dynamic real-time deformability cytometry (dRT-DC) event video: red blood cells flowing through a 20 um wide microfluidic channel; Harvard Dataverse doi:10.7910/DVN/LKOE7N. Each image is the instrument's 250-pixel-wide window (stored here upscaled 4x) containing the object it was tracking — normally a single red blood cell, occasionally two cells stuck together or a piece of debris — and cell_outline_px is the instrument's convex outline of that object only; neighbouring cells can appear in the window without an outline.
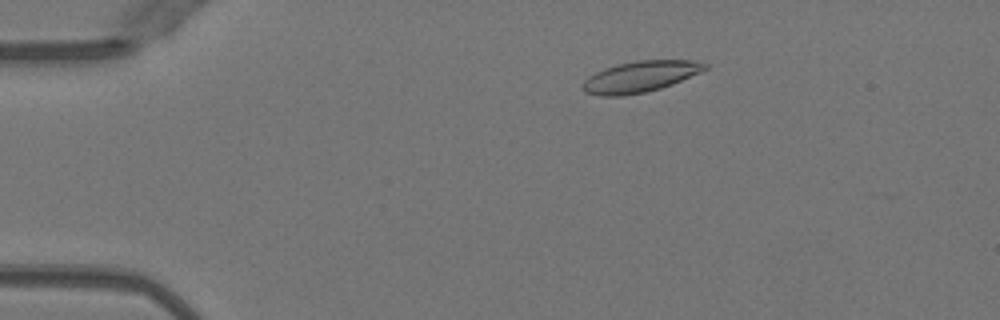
{"species": "Egyptian fruit bat (a non-hibernating species)", "species_latin": "Rousettus aegyptiacus", "temperature_condition": "warm", "stored_images_in_passage": 51, "camera_frame_rate_fps": 3000, "um_per_image_px": 0.085, "animal": {"sex": "female"}, "frame": {"image": 1, "passage_image": 10, "time_ms": 3.0, "image_size_px": [1000, 320], "cell_outline_px": [[708, 68], [700, 72], [672, 84], [660, 88], [644, 92], [624, 96], [600, 96], [584, 92], [584, 80], [588, 76], [604, 68], [616, 64], [636, 60], [692, 60], [708, 64]], "centroid_in_image_um": [54.41, 6.51], "position_along_channel_um": 30.6, "area_um2": 22.08}}
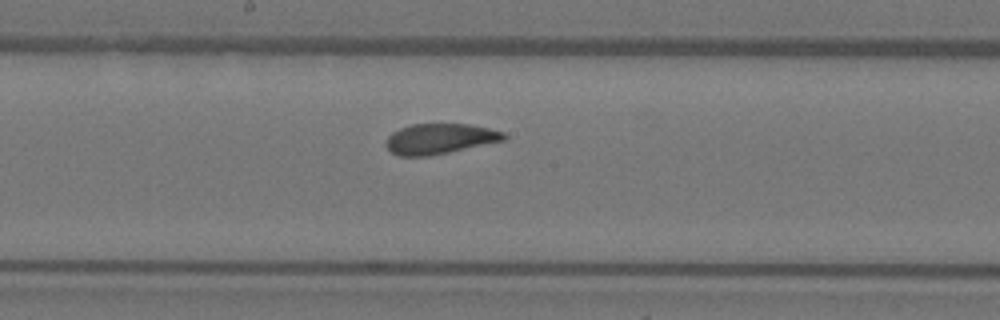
{"frame": {"image": 2, "passage_image": 28, "time_ms": 9.0, "image_size_px": [1000, 320], "cell_outline_px": [[508, 136], [504, 140], [428, 156], [400, 156], [392, 152], [384, 144], [388, 136], [392, 132], [400, 128], [412, 124], [472, 124], [504, 132]], "centroid_in_image_um": [37.36, 11.78], "position_along_channel_um": 210.8, "area_um2": 20.69}}
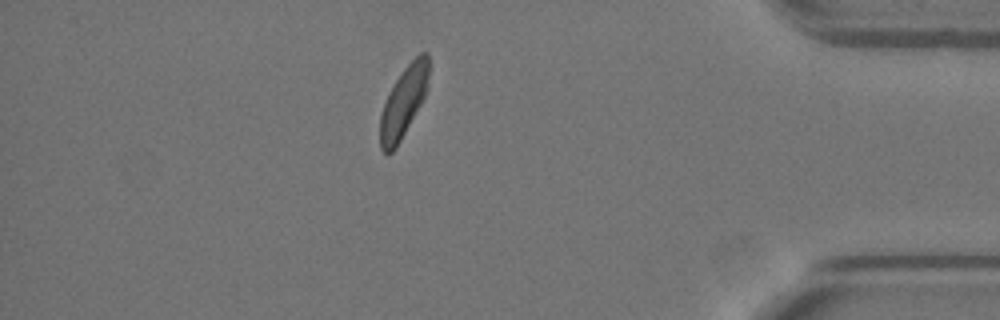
{"frame": {"image": 3, "passage_image": 45, "time_ms": 14.667, "image_size_px": [1000, 320], "cell_outline_px": [[428, 88], [420, 104], [396, 148], [392, 152], [384, 152], [380, 148], [380, 116], [384, 104], [396, 80], [404, 68], [420, 52], [428, 52]], "centroid_in_image_um": [34.3, 8.66], "position_along_channel_um": 400.9, "area_um2": 19.48}, "authors_computed_cell_mechanics": {"area_um2": 21.5594, "velocity_mm_per_s": 3.9982, "shape_relaxation_time_tau1_ms": 3.8949, "shape_relaxation_time_tau2_ms": 1.3834, "deformation_change_tau1": 0.1456, "deformation_change_tau2": 0.0349}}